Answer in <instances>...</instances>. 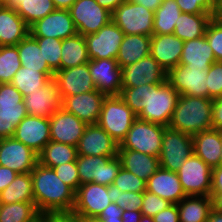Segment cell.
Listing matches in <instances>:
<instances>
[{
  "mask_svg": "<svg viewBox=\"0 0 222 222\" xmlns=\"http://www.w3.org/2000/svg\"><path fill=\"white\" fill-rule=\"evenodd\" d=\"M33 195L41 215L71 214L75 204V191L55 173L38 163L32 172Z\"/></svg>",
  "mask_w": 222,
  "mask_h": 222,
  "instance_id": "1",
  "label": "cell"
},
{
  "mask_svg": "<svg viewBox=\"0 0 222 222\" xmlns=\"http://www.w3.org/2000/svg\"><path fill=\"white\" fill-rule=\"evenodd\" d=\"M212 99L180 95L168 127L190 136L212 129Z\"/></svg>",
  "mask_w": 222,
  "mask_h": 222,
  "instance_id": "2",
  "label": "cell"
},
{
  "mask_svg": "<svg viewBox=\"0 0 222 222\" xmlns=\"http://www.w3.org/2000/svg\"><path fill=\"white\" fill-rule=\"evenodd\" d=\"M136 119L137 115L120 95H111L103 101L97 125L120 145Z\"/></svg>",
  "mask_w": 222,
  "mask_h": 222,
  "instance_id": "3",
  "label": "cell"
},
{
  "mask_svg": "<svg viewBox=\"0 0 222 222\" xmlns=\"http://www.w3.org/2000/svg\"><path fill=\"white\" fill-rule=\"evenodd\" d=\"M179 97L180 94L168 81L152 84L149 87L148 105L137 118L168 127Z\"/></svg>",
  "mask_w": 222,
  "mask_h": 222,
  "instance_id": "4",
  "label": "cell"
},
{
  "mask_svg": "<svg viewBox=\"0 0 222 222\" xmlns=\"http://www.w3.org/2000/svg\"><path fill=\"white\" fill-rule=\"evenodd\" d=\"M165 126L136 119L118 149H131L159 157Z\"/></svg>",
  "mask_w": 222,
  "mask_h": 222,
  "instance_id": "5",
  "label": "cell"
},
{
  "mask_svg": "<svg viewBox=\"0 0 222 222\" xmlns=\"http://www.w3.org/2000/svg\"><path fill=\"white\" fill-rule=\"evenodd\" d=\"M80 183H95L109 186L113 184L122 164L120 158L105 156H77Z\"/></svg>",
  "mask_w": 222,
  "mask_h": 222,
  "instance_id": "6",
  "label": "cell"
},
{
  "mask_svg": "<svg viewBox=\"0 0 222 222\" xmlns=\"http://www.w3.org/2000/svg\"><path fill=\"white\" fill-rule=\"evenodd\" d=\"M24 97L11 83H0V139L13 137L16 126L28 115Z\"/></svg>",
  "mask_w": 222,
  "mask_h": 222,
  "instance_id": "7",
  "label": "cell"
},
{
  "mask_svg": "<svg viewBox=\"0 0 222 222\" xmlns=\"http://www.w3.org/2000/svg\"><path fill=\"white\" fill-rule=\"evenodd\" d=\"M111 20L125 35H153L154 12L138 3L124 2L112 12Z\"/></svg>",
  "mask_w": 222,
  "mask_h": 222,
  "instance_id": "8",
  "label": "cell"
},
{
  "mask_svg": "<svg viewBox=\"0 0 222 222\" xmlns=\"http://www.w3.org/2000/svg\"><path fill=\"white\" fill-rule=\"evenodd\" d=\"M192 136L166 127L159 155L160 167L177 172L185 160L194 154Z\"/></svg>",
  "mask_w": 222,
  "mask_h": 222,
  "instance_id": "9",
  "label": "cell"
},
{
  "mask_svg": "<svg viewBox=\"0 0 222 222\" xmlns=\"http://www.w3.org/2000/svg\"><path fill=\"white\" fill-rule=\"evenodd\" d=\"M177 174L186 196H210L212 169L201 158L191 155Z\"/></svg>",
  "mask_w": 222,
  "mask_h": 222,
  "instance_id": "10",
  "label": "cell"
},
{
  "mask_svg": "<svg viewBox=\"0 0 222 222\" xmlns=\"http://www.w3.org/2000/svg\"><path fill=\"white\" fill-rule=\"evenodd\" d=\"M68 10L77 33L83 36L98 32L111 21L112 13L96 0H76Z\"/></svg>",
  "mask_w": 222,
  "mask_h": 222,
  "instance_id": "11",
  "label": "cell"
},
{
  "mask_svg": "<svg viewBox=\"0 0 222 222\" xmlns=\"http://www.w3.org/2000/svg\"><path fill=\"white\" fill-rule=\"evenodd\" d=\"M110 203L107 186L85 183L75 192V204L71 215L78 219L97 218Z\"/></svg>",
  "mask_w": 222,
  "mask_h": 222,
  "instance_id": "12",
  "label": "cell"
},
{
  "mask_svg": "<svg viewBox=\"0 0 222 222\" xmlns=\"http://www.w3.org/2000/svg\"><path fill=\"white\" fill-rule=\"evenodd\" d=\"M124 36L112 20L98 32L84 36L89 59H116Z\"/></svg>",
  "mask_w": 222,
  "mask_h": 222,
  "instance_id": "13",
  "label": "cell"
},
{
  "mask_svg": "<svg viewBox=\"0 0 222 222\" xmlns=\"http://www.w3.org/2000/svg\"><path fill=\"white\" fill-rule=\"evenodd\" d=\"M39 154L14 137L0 139V166L17 173H31L39 163Z\"/></svg>",
  "mask_w": 222,
  "mask_h": 222,
  "instance_id": "14",
  "label": "cell"
},
{
  "mask_svg": "<svg viewBox=\"0 0 222 222\" xmlns=\"http://www.w3.org/2000/svg\"><path fill=\"white\" fill-rule=\"evenodd\" d=\"M208 69H191L177 65L167 73V81L180 94L208 98Z\"/></svg>",
  "mask_w": 222,
  "mask_h": 222,
  "instance_id": "15",
  "label": "cell"
},
{
  "mask_svg": "<svg viewBox=\"0 0 222 222\" xmlns=\"http://www.w3.org/2000/svg\"><path fill=\"white\" fill-rule=\"evenodd\" d=\"M122 69V87H139L167 81L166 70L149 54Z\"/></svg>",
  "mask_w": 222,
  "mask_h": 222,
  "instance_id": "16",
  "label": "cell"
},
{
  "mask_svg": "<svg viewBox=\"0 0 222 222\" xmlns=\"http://www.w3.org/2000/svg\"><path fill=\"white\" fill-rule=\"evenodd\" d=\"M89 71L96 90L106 96L120 95L122 91V69L116 59H91Z\"/></svg>",
  "mask_w": 222,
  "mask_h": 222,
  "instance_id": "17",
  "label": "cell"
},
{
  "mask_svg": "<svg viewBox=\"0 0 222 222\" xmlns=\"http://www.w3.org/2000/svg\"><path fill=\"white\" fill-rule=\"evenodd\" d=\"M33 37L66 39L77 34L73 19L67 9H55L29 27Z\"/></svg>",
  "mask_w": 222,
  "mask_h": 222,
  "instance_id": "18",
  "label": "cell"
},
{
  "mask_svg": "<svg viewBox=\"0 0 222 222\" xmlns=\"http://www.w3.org/2000/svg\"><path fill=\"white\" fill-rule=\"evenodd\" d=\"M61 101L66 96L78 95L96 90L89 71V62L80 66L58 70L54 73Z\"/></svg>",
  "mask_w": 222,
  "mask_h": 222,
  "instance_id": "19",
  "label": "cell"
},
{
  "mask_svg": "<svg viewBox=\"0 0 222 222\" xmlns=\"http://www.w3.org/2000/svg\"><path fill=\"white\" fill-rule=\"evenodd\" d=\"M78 155L117 157L119 145L97 124L87 125L77 144Z\"/></svg>",
  "mask_w": 222,
  "mask_h": 222,
  "instance_id": "20",
  "label": "cell"
},
{
  "mask_svg": "<svg viewBox=\"0 0 222 222\" xmlns=\"http://www.w3.org/2000/svg\"><path fill=\"white\" fill-rule=\"evenodd\" d=\"M51 141L77 147L87 124L60 107L49 118Z\"/></svg>",
  "mask_w": 222,
  "mask_h": 222,
  "instance_id": "21",
  "label": "cell"
},
{
  "mask_svg": "<svg viewBox=\"0 0 222 222\" xmlns=\"http://www.w3.org/2000/svg\"><path fill=\"white\" fill-rule=\"evenodd\" d=\"M105 97L106 95L98 90L66 96L61 101V107L87 125L97 124Z\"/></svg>",
  "mask_w": 222,
  "mask_h": 222,
  "instance_id": "22",
  "label": "cell"
},
{
  "mask_svg": "<svg viewBox=\"0 0 222 222\" xmlns=\"http://www.w3.org/2000/svg\"><path fill=\"white\" fill-rule=\"evenodd\" d=\"M13 137L39 154L51 141L49 118L25 116L16 126Z\"/></svg>",
  "mask_w": 222,
  "mask_h": 222,
  "instance_id": "23",
  "label": "cell"
},
{
  "mask_svg": "<svg viewBox=\"0 0 222 222\" xmlns=\"http://www.w3.org/2000/svg\"><path fill=\"white\" fill-rule=\"evenodd\" d=\"M28 115L50 118L61 107V99L54 79L40 90H35L23 99Z\"/></svg>",
  "mask_w": 222,
  "mask_h": 222,
  "instance_id": "24",
  "label": "cell"
},
{
  "mask_svg": "<svg viewBox=\"0 0 222 222\" xmlns=\"http://www.w3.org/2000/svg\"><path fill=\"white\" fill-rule=\"evenodd\" d=\"M184 41L174 34H153L151 36L150 55L168 73L179 65Z\"/></svg>",
  "mask_w": 222,
  "mask_h": 222,
  "instance_id": "25",
  "label": "cell"
},
{
  "mask_svg": "<svg viewBox=\"0 0 222 222\" xmlns=\"http://www.w3.org/2000/svg\"><path fill=\"white\" fill-rule=\"evenodd\" d=\"M146 190L177 204L186 197L177 172L162 169L161 167L147 180Z\"/></svg>",
  "mask_w": 222,
  "mask_h": 222,
  "instance_id": "26",
  "label": "cell"
},
{
  "mask_svg": "<svg viewBox=\"0 0 222 222\" xmlns=\"http://www.w3.org/2000/svg\"><path fill=\"white\" fill-rule=\"evenodd\" d=\"M222 131L217 129L204 130L192 136L193 151L211 169L218 167L222 148Z\"/></svg>",
  "mask_w": 222,
  "mask_h": 222,
  "instance_id": "27",
  "label": "cell"
},
{
  "mask_svg": "<svg viewBox=\"0 0 222 222\" xmlns=\"http://www.w3.org/2000/svg\"><path fill=\"white\" fill-rule=\"evenodd\" d=\"M215 56L205 36L184 41L179 64L191 69H209Z\"/></svg>",
  "mask_w": 222,
  "mask_h": 222,
  "instance_id": "28",
  "label": "cell"
},
{
  "mask_svg": "<svg viewBox=\"0 0 222 222\" xmlns=\"http://www.w3.org/2000/svg\"><path fill=\"white\" fill-rule=\"evenodd\" d=\"M29 33V26L15 10L0 6V46H16Z\"/></svg>",
  "mask_w": 222,
  "mask_h": 222,
  "instance_id": "29",
  "label": "cell"
},
{
  "mask_svg": "<svg viewBox=\"0 0 222 222\" xmlns=\"http://www.w3.org/2000/svg\"><path fill=\"white\" fill-rule=\"evenodd\" d=\"M118 157L124 169L145 182L160 168L159 157L131 149H118Z\"/></svg>",
  "mask_w": 222,
  "mask_h": 222,
  "instance_id": "30",
  "label": "cell"
},
{
  "mask_svg": "<svg viewBox=\"0 0 222 222\" xmlns=\"http://www.w3.org/2000/svg\"><path fill=\"white\" fill-rule=\"evenodd\" d=\"M151 36L131 34L125 35L116 58L121 68L140 61L150 54Z\"/></svg>",
  "mask_w": 222,
  "mask_h": 222,
  "instance_id": "31",
  "label": "cell"
},
{
  "mask_svg": "<svg viewBox=\"0 0 222 222\" xmlns=\"http://www.w3.org/2000/svg\"><path fill=\"white\" fill-rule=\"evenodd\" d=\"M179 222H207L213 209L211 196H186L177 203Z\"/></svg>",
  "mask_w": 222,
  "mask_h": 222,
  "instance_id": "32",
  "label": "cell"
},
{
  "mask_svg": "<svg viewBox=\"0 0 222 222\" xmlns=\"http://www.w3.org/2000/svg\"><path fill=\"white\" fill-rule=\"evenodd\" d=\"M3 6L15 10L29 27L56 9L52 0H5Z\"/></svg>",
  "mask_w": 222,
  "mask_h": 222,
  "instance_id": "33",
  "label": "cell"
},
{
  "mask_svg": "<svg viewBox=\"0 0 222 222\" xmlns=\"http://www.w3.org/2000/svg\"><path fill=\"white\" fill-rule=\"evenodd\" d=\"M90 61L85 37L76 34L62 40L60 70L86 64Z\"/></svg>",
  "mask_w": 222,
  "mask_h": 222,
  "instance_id": "34",
  "label": "cell"
},
{
  "mask_svg": "<svg viewBox=\"0 0 222 222\" xmlns=\"http://www.w3.org/2000/svg\"><path fill=\"white\" fill-rule=\"evenodd\" d=\"M212 18V14L181 13L175 23L174 35L182 41L203 37Z\"/></svg>",
  "mask_w": 222,
  "mask_h": 222,
  "instance_id": "35",
  "label": "cell"
},
{
  "mask_svg": "<svg viewBox=\"0 0 222 222\" xmlns=\"http://www.w3.org/2000/svg\"><path fill=\"white\" fill-rule=\"evenodd\" d=\"M16 46L23 67L39 72H54L44 60L36 39L30 33Z\"/></svg>",
  "mask_w": 222,
  "mask_h": 222,
  "instance_id": "36",
  "label": "cell"
},
{
  "mask_svg": "<svg viewBox=\"0 0 222 222\" xmlns=\"http://www.w3.org/2000/svg\"><path fill=\"white\" fill-rule=\"evenodd\" d=\"M35 202L30 173H18L16 178L0 193V203Z\"/></svg>",
  "mask_w": 222,
  "mask_h": 222,
  "instance_id": "37",
  "label": "cell"
},
{
  "mask_svg": "<svg viewBox=\"0 0 222 222\" xmlns=\"http://www.w3.org/2000/svg\"><path fill=\"white\" fill-rule=\"evenodd\" d=\"M39 163L53 168L77 160V148L72 145L50 141L39 153Z\"/></svg>",
  "mask_w": 222,
  "mask_h": 222,
  "instance_id": "38",
  "label": "cell"
},
{
  "mask_svg": "<svg viewBox=\"0 0 222 222\" xmlns=\"http://www.w3.org/2000/svg\"><path fill=\"white\" fill-rule=\"evenodd\" d=\"M54 73L55 72H39L21 66L15 73L11 84L14 85L24 97L35 90H40V88L54 78Z\"/></svg>",
  "mask_w": 222,
  "mask_h": 222,
  "instance_id": "39",
  "label": "cell"
},
{
  "mask_svg": "<svg viewBox=\"0 0 222 222\" xmlns=\"http://www.w3.org/2000/svg\"><path fill=\"white\" fill-rule=\"evenodd\" d=\"M181 10L175 0H162L154 12L153 34H174Z\"/></svg>",
  "mask_w": 222,
  "mask_h": 222,
  "instance_id": "40",
  "label": "cell"
},
{
  "mask_svg": "<svg viewBox=\"0 0 222 222\" xmlns=\"http://www.w3.org/2000/svg\"><path fill=\"white\" fill-rule=\"evenodd\" d=\"M41 216L35 202L0 203V222H36Z\"/></svg>",
  "mask_w": 222,
  "mask_h": 222,
  "instance_id": "41",
  "label": "cell"
},
{
  "mask_svg": "<svg viewBox=\"0 0 222 222\" xmlns=\"http://www.w3.org/2000/svg\"><path fill=\"white\" fill-rule=\"evenodd\" d=\"M21 66L17 46H0V83H11Z\"/></svg>",
  "mask_w": 222,
  "mask_h": 222,
  "instance_id": "42",
  "label": "cell"
},
{
  "mask_svg": "<svg viewBox=\"0 0 222 222\" xmlns=\"http://www.w3.org/2000/svg\"><path fill=\"white\" fill-rule=\"evenodd\" d=\"M107 194L111 202L116 203L122 210H140L143 202V192H122L115 185L107 186Z\"/></svg>",
  "mask_w": 222,
  "mask_h": 222,
  "instance_id": "43",
  "label": "cell"
},
{
  "mask_svg": "<svg viewBox=\"0 0 222 222\" xmlns=\"http://www.w3.org/2000/svg\"><path fill=\"white\" fill-rule=\"evenodd\" d=\"M150 86L143 84L139 87H122L120 96L137 116L148 105Z\"/></svg>",
  "mask_w": 222,
  "mask_h": 222,
  "instance_id": "44",
  "label": "cell"
},
{
  "mask_svg": "<svg viewBox=\"0 0 222 222\" xmlns=\"http://www.w3.org/2000/svg\"><path fill=\"white\" fill-rule=\"evenodd\" d=\"M42 51L44 60L54 71L60 70L62 40L50 37H34Z\"/></svg>",
  "mask_w": 222,
  "mask_h": 222,
  "instance_id": "45",
  "label": "cell"
},
{
  "mask_svg": "<svg viewBox=\"0 0 222 222\" xmlns=\"http://www.w3.org/2000/svg\"><path fill=\"white\" fill-rule=\"evenodd\" d=\"M113 185L122 192H144L146 190V182L123 167L115 177Z\"/></svg>",
  "mask_w": 222,
  "mask_h": 222,
  "instance_id": "46",
  "label": "cell"
},
{
  "mask_svg": "<svg viewBox=\"0 0 222 222\" xmlns=\"http://www.w3.org/2000/svg\"><path fill=\"white\" fill-rule=\"evenodd\" d=\"M205 37L213 50L215 60L222 61V21L213 16L207 25Z\"/></svg>",
  "mask_w": 222,
  "mask_h": 222,
  "instance_id": "47",
  "label": "cell"
},
{
  "mask_svg": "<svg viewBox=\"0 0 222 222\" xmlns=\"http://www.w3.org/2000/svg\"><path fill=\"white\" fill-rule=\"evenodd\" d=\"M182 13L216 14V4L213 0H175Z\"/></svg>",
  "mask_w": 222,
  "mask_h": 222,
  "instance_id": "48",
  "label": "cell"
},
{
  "mask_svg": "<svg viewBox=\"0 0 222 222\" xmlns=\"http://www.w3.org/2000/svg\"><path fill=\"white\" fill-rule=\"evenodd\" d=\"M208 98L215 99L222 96V61H215L207 74Z\"/></svg>",
  "mask_w": 222,
  "mask_h": 222,
  "instance_id": "49",
  "label": "cell"
},
{
  "mask_svg": "<svg viewBox=\"0 0 222 222\" xmlns=\"http://www.w3.org/2000/svg\"><path fill=\"white\" fill-rule=\"evenodd\" d=\"M169 205H171V203L167 200L145 190L143 192V202L140 211L142 215L153 217Z\"/></svg>",
  "mask_w": 222,
  "mask_h": 222,
  "instance_id": "50",
  "label": "cell"
},
{
  "mask_svg": "<svg viewBox=\"0 0 222 222\" xmlns=\"http://www.w3.org/2000/svg\"><path fill=\"white\" fill-rule=\"evenodd\" d=\"M53 170L65 184L70 186L75 192L78 190L81 183L76 161L53 167Z\"/></svg>",
  "mask_w": 222,
  "mask_h": 222,
  "instance_id": "51",
  "label": "cell"
},
{
  "mask_svg": "<svg viewBox=\"0 0 222 222\" xmlns=\"http://www.w3.org/2000/svg\"><path fill=\"white\" fill-rule=\"evenodd\" d=\"M122 212L123 210L116 203L111 202L97 219L103 222H122Z\"/></svg>",
  "mask_w": 222,
  "mask_h": 222,
  "instance_id": "52",
  "label": "cell"
},
{
  "mask_svg": "<svg viewBox=\"0 0 222 222\" xmlns=\"http://www.w3.org/2000/svg\"><path fill=\"white\" fill-rule=\"evenodd\" d=\"M154 222H179L177 204H171L166 209L152 217Z\"/></svg>",
  "mask_w": 222,
  "mask_h": 222,
  "instance_id": "53",
  "label": "cell"
},
{
  "mask_svg": "<svg viewBox=\"0 0 222 222\" xmlns=\"http://www.w3.org/2000/svg\"><path fill=\"white\" fill-rule=\"evenodd\" d=\"M212 128L222 131V96L212 99Z\"/></svg>",
  "mask_w": 222,
  "mask_h": 222,
  "instance_id": "54",
  "label": "cell"
},
{
  "mask_svg": "<svg viewBox=\"0 0 222 222\" xmlns=\"http://www.w3.org/2000/svg\"><path fill=\"white\" fill-rule=\"evenodd\" d=\"M222 194V166L212 169V186L210 195Z\"/></svg>",
  "mask_w": 222,
  "mask_h": 222,
  "instance_id": "55",
  "label": "cell"
},
{
  "mask_svg": "<svg viewBox=\"0 0 222 222\" xmlns=\"http://www.w3.org/2000/svg\"><path fill=\"white\" fill-rule=\"evenodd\" d=\"M17 174L10 168L0 166V193L16 178Z\"/></svg>",
  "mask_w": 222,
  "mask_h": 222,
  "instance_id": "56",
  "label": "cell"
},
{
  "mask_svg": "<svg viewBox=\"0 0 222 222\" xmlns=\"http://www.w3.org/2000/svg\"><path fill=\"white\" fill-rule=\"evenodd\" d=\"M45 222H84L71 214L45 215Z\"/></svg>",
  "mask_w": 222,
  "mask_h": 222,
  "instance_id": "57",
  "label": "cell"
},
{
  "mask_svg": "<svg viewBox=\"0 0 222 222\" xmlns=\"http://www.w3.org/2000/svg\"><path fill=\"white\" fill-rule=\"evenodd\" d=\"M141 215L142 213L140 210H134V211L123 210L121 217L122 222H140Z\"/></svg>",
  "mask_w": 222,
  "mask_h": 222,
  "instance_id": "58",
  "label": "cell"
},
{
  "mask_svg": "<svg viewBox=\"0 0 222 222\" xmlns=\"http://www.w3.org/2000/svg\"><path fill=\"white\" fill-rule=\"evenodd\" d=\"M128 0H96V2L107 9L109 12H113L118 6L127 2Z\"/></svg>",
  "mask_w": 222,
  "mask_h": 222,
  "instance_id": "59",
  "label": "cell"
},
{
  "mask_svg": "<svg viewBox=\"0 0 222 222\" xmlns=\"http://www.w3.org/2000/svg\"><path fill=\"white\" fill-rule=\"evenodd\" d=\"M133 3H138L141 6L152 10L153 12L156 11V9L161 5L162 0H129Z\"/></svg>",
  "mask_w": 222,
  "mask_h": 222,
  "instance_id": "60",
  "label": "cell"
},
{
  "mask_svg": "<svg viewBox=\"0 0 222 222\" xmlns=\"http://www.w3.org/2000/svg\"><path fill=\"white\" fill-rule=\"evenodd\" d=\"M56 9H69L76 0H52Z\"/></svg>",
  "mask_w": 222,
  "mask_h": 222,
  "instance_id": "61",
  "label": "cell"
},
{
  "mask_svg": "<svg viewBox=\"0 0 222 222\" xmlns=\"http://www.w3.org/2000/svg\"><path fill=\"white\" fill-rule=\"evenodd\" d=\"M210 196L213 201V209L222 214V194Z\"/></svg>",
  "mask_w": 222,
  "mask_h": 222,
  "instance_id": "62",
  "label": "cell"
},
{
  "mask_svg": "<svg viewBox=\"0 0 222 222\" xmlns=\"http://www.w3.org/2000/svg\"><path fill=\"white\" fill-rule=\"evenodd\" d=\"M207 222H222V214L212 209Z\"/></svg>",
  "mask_w": 222,
  "mask_h": 222,
  "instance_id": "63",
  "label": "cell"
},
{
  "mask_svg": "<svg viewBox=\"0 0 222 222\" xmlns=\"http://www.w3.org/2000/svg\"><path fill=\"white\" fill-rule=\"evenodd\" d=\"M214 17L222 21V0L218 4H216V14Z\"/></svg>",
  "mask_w": 222,
  "mask_h": 222,
  "instance_id": "64",
  "label": "cell"
},
{
  "mask_svg": "<svg viewBox=\"0 0 222 222\" xmlns=\"http://www.w3.org/2000/svg\"><path fill=\"white\" fill-rule=\"evenodd\" d=\"M140 222H154L153 218L146 215H141Z\"/></svg>",
  "mask_w": 222,
  "mask_h": 222,
  "instance_id": "65",
  "label": "cell"
},
{
  "mask_svg": "<svg viewBox=\"0 0 222 222\" xmlns=\"http://www.w3.org/2000/svg\"><path fill=\"white\" fill-rule=\"evenodd\" d=\"M84 222H103L97 218H91V219H84Z\"/></svg>",
  "mask_w": 222,
  "mask_h": 222,
  "instance_id": "66",
  "label": "cell"
},
{
  "mask_svg": "<svg viewBox=\"0 0 222 222\" xmlns=\"http://www.w3.org/2000/svg\"><path fill=\"white\" fill-rule=\"evenodd\" d=\"M36 222H45V215H42L41 218L37 220Z\"/></svg>",
  "mask_w": 222,
  "mask_h": 222,
  "instance_id": "67",
  "label": "cell"
},
{
  "mask_svg": "<svg viewBox=\"0 0 222 222\" xmlns=\"http://www.w3.org/2000/svg\"><path fill=\"white\" fill-rule=\"evenodd\" d=\"M222 139V137H221ZM219 166H222V148H221V157H220V163H219Z\"/></svg>",
  "mask_w": 222,
  "mask_h": 222,
  "instance_id": "68",
  "label": "cell"
},
{
  "mask_svg": "<svg viewBox=\"0 0 222 222\" xmlns=\"http://www.w3.org/2000/svg\"><path fill=\"white\" fill-rule=\"evenodd\" d=\"M5 0H0V6L4 5Z\"/></svg>",
  "mask_w": 222,
  "mask_h": 222,
  "instance_id": "69",
  "label": "cell"
},
{
  "mask_svg": "<svg viewBox=\"0 0 222 222\" xmlns=\"http://www.w3.org/2000/svg\"><path fill=\"white\" fill-rule=\"evenodd\" d=\"M215 4H218L221 0H213Z\"/></svg>",
  "mask_w": 222,
  "mask_h": 222,
  "instance_id": "70",
  "label": "cell"
}]
</instances>
